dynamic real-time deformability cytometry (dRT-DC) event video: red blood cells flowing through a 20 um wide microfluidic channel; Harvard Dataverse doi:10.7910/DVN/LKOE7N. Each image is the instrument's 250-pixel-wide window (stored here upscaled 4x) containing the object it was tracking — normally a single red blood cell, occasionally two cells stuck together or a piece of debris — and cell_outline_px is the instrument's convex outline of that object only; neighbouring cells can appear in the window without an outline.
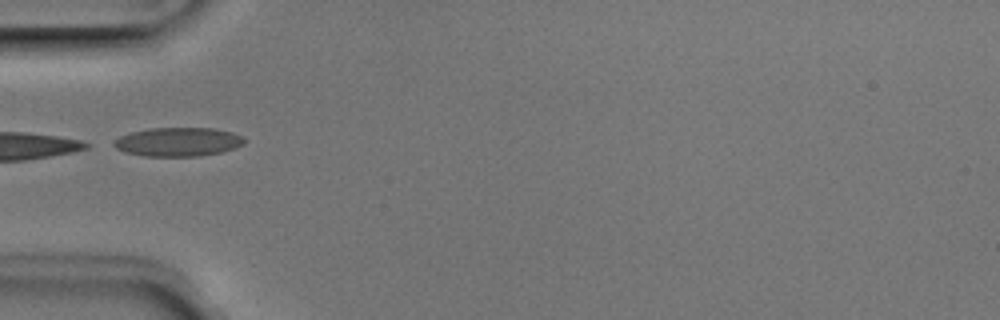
{"species": "Egyptian fruit bat (a non-hibernating species)", "species_latin": "Rousettus aegyptiacus", "temperature_condition": "room temperature", "stored_images_in_passage": 6, "camera_frame_rate_fps": 3000, "um_per_image_px": 0.085, "animal": {"sex": "male"}, "frame": {"image": 1, "passage_image": 4, "time_ms": 1.0, "image_size_px": [1000, 320], "cell_outline_px": [[244, 144], [220, 152], [200, 156], [144, 156], [124, 152], [108, 144], [120, 136], [132, 132], [148, 128], [216, 128], [232, 132], [240, 136], [244, 140]], "centroid_in_image_um": [15.07, 12.06], "position_along_channel_um": 69.9, "area_um2": 21.96}}
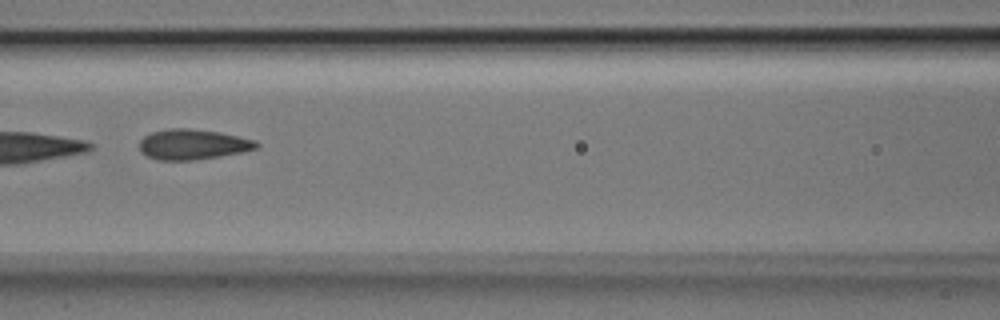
{"frame": {"image": 2, "passage_image": 6, "time_ms": 1.667, "image_size_px": [1000, 320], "cell_outline_px": [[260, 144], [256, 148], [240, 152], [220, 156], [196, 160], [156, 160], [140, 152], [140, 140], [144, 136], [152, 132], [168, 128], [188, 128], [220, 132], [256, 140]], "centroid_in_image_um": [16.37, 12.27], "position_along_channel_um": 150.2, "area_um2": 20.69}}